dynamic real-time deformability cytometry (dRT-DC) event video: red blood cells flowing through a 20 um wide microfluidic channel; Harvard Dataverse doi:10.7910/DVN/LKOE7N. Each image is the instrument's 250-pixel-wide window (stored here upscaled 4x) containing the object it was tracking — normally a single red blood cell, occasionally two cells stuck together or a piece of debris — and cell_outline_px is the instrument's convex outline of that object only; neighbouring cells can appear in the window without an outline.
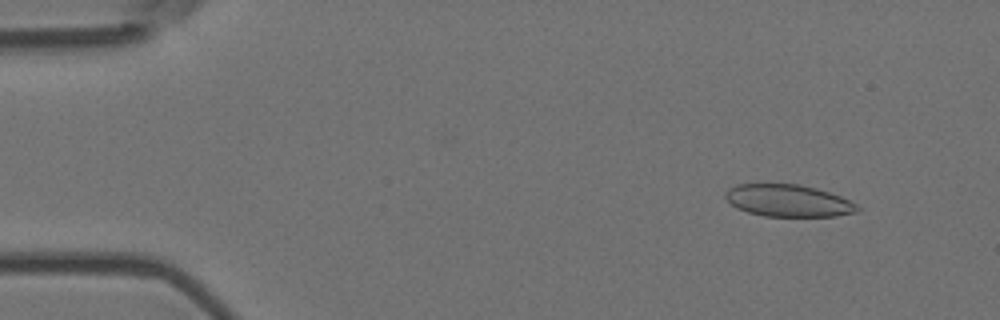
{"species": "Egyptian fruit bat (a non-hibernating species)", "species_latin": "Rousettus aegyptiacus", "temperature_condition": "room temperature", "stored_images_in_passage": 5, "camera_frame_rate_fps": 3000, "um_per_image_px": 0.085, "animal": {"sex": "female"}, "frame": {"image": 1, "passage_image": 2, "time_ms": 0.333, "image_size_px": [1000, 320], "cell_outline_px": [[860, 212], [836, 216], [764, 216], [748, 212], [736, 208], [724, 196], [724, 192], [728, 188], [736, 184], [800, 184], [816, 188], [840, 196], [856, 204], [860, 208]], "centroid_in_image_um": [67.0, 17.05], "position_along_channel_um": 18.0, "area_um2": 24.74}}
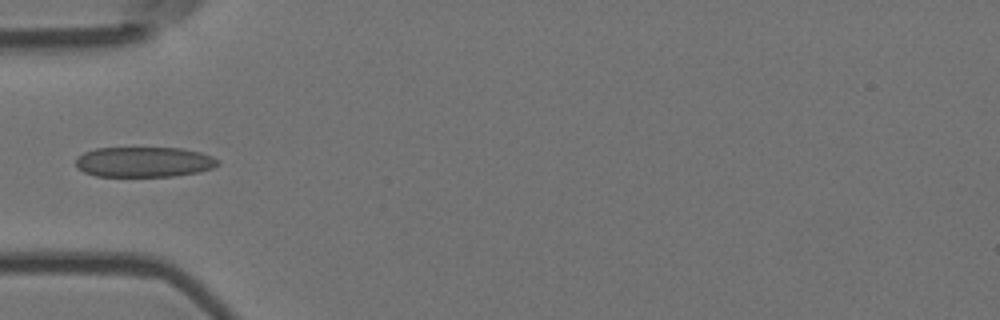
{"frame": {"image": 2, "passage_image": 5, "time_ms": 1.333, "image_size_px": [1000, 320], "cell_outline_px": [[220, 164], [212, 168], [200, 172], [176, 176], [96, 176], [84, 172], [76, 168], [76, 156], [84, 152], [96, 148], [180, 148], [200, 152], [212, 156], [220, 160]], "centroid_in_image_um": [12.24, 13.77], "position_along_channel_um": 72.8, "area_um2": 25.26}}